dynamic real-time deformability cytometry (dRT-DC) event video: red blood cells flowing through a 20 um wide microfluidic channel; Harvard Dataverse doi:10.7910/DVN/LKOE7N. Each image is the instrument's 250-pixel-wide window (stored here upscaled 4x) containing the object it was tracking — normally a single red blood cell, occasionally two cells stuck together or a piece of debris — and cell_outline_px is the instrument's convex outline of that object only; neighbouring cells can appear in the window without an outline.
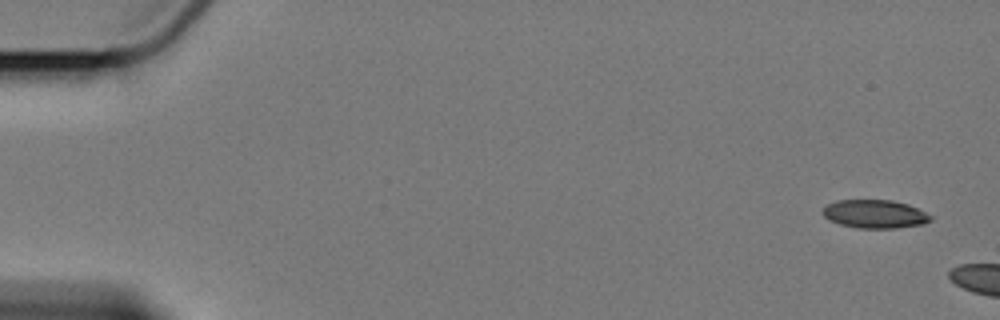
{"species": "Egyptian fruit bat (a non-hibernating species)", "species_latin": "Rousettus aegyptiacus", "temperature_condition": "cold", "stored_images_in_passage": 3, "camera_frame_rate_fps": 3000, "um_per_image_px": 0.085, "animal": {"sex": "female"}, "frame": {"image": 1, "passage_image": 1, "time_ms": 0.0, "image_size_px": [1000, 320], "cell_outline_px": [[932, 220], [920, 224], [896, 228], [856, 228], [840, 224], [828, 220], [824, 216], [824, 208], [828, 204], [836, 200], [892, 200], [908, 204], [932, 216]], "centroid_in_image_um": [74.34, 18.19], "position_along_channel_um": 10.7, "area_um2": 17.69}}